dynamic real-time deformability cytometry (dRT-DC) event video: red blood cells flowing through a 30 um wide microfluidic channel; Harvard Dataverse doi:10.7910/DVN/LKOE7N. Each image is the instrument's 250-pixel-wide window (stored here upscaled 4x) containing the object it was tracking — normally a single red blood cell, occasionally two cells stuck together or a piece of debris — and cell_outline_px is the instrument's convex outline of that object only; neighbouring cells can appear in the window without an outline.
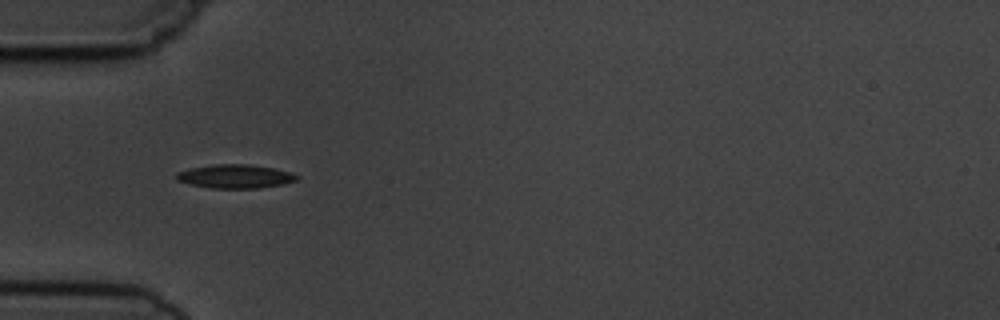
{"species": "common noctule bat (a hibernating species)", "species_latin": "Nyctalus noctula", "temperature_condition": "cold", "stored_images_in_passage": 4, "camera_frame_rate_fps": 3000, "um_per_image_px": 0.085, "animal": {"sex": "male", "body_mass_g": 19.5, "forearm_length_mm": 54.6}, "frame": {"image": 1, "passage_image": 2, "time_ms": 1.333, "image_size_px": [1000, 320], "cell_outline_px": [[300, 176], [296, 180], [284, 184], [256, 188], [212, 188], [192, 184], [176, 180], [176, 172], [192, 168], [212, 164], [248, 164], [272, 168], [292, 172]], "centroid_in_image_um": [20.01, 14.98], "position_along_channel_um": 65.0, "area_um2": 16.53}}
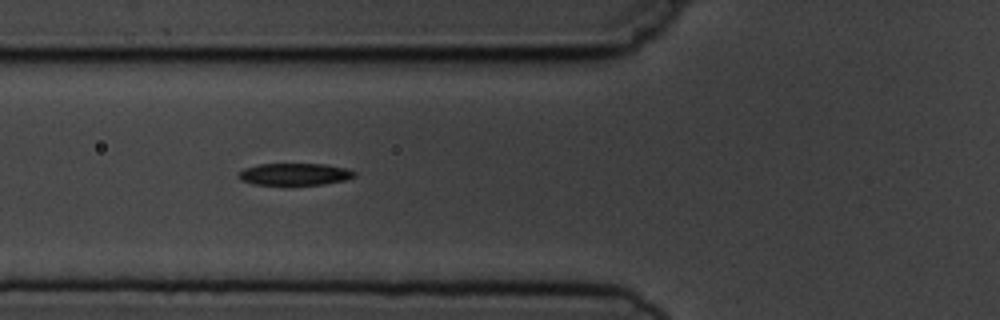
{"frame": {"image": 2, "passage_image": 3, "time_ms": 2.333, "image_size_px": [1000, 320], "cell_outline_px": [[356, 176], [344, 180], [324, 184], [252, 184], [240, 180], [240, 172], [244, 168], [260, 164], [324, 164], [348, 168], [356, 172]], "centroid_in_image_um": [25.09, 14.8], "position_along_channel_um": 100.7, "area_um2": 14.68}}
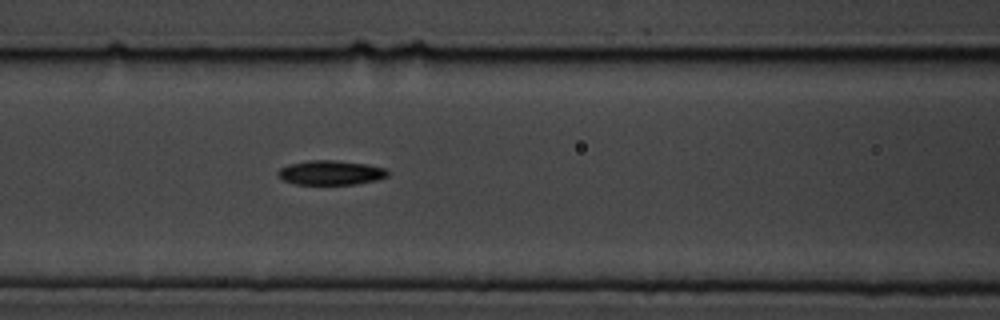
{"frame": {"image": 3, "passage_image": 4, "time_ms": 3.333, "image_size_px": [1000, 320], "cell_outline_px": [[388, 176], [376, 180], [356, 184], [296, 184], [284, 180], [276, 172], [280, 168], [288, 164], [312, 160], [336, 160], [368, 164], [388, 168]], "centroid_in_image_um": [28.15, 14.67], "position_along_channel_um": 138.4, "area_um2": 15.66}}